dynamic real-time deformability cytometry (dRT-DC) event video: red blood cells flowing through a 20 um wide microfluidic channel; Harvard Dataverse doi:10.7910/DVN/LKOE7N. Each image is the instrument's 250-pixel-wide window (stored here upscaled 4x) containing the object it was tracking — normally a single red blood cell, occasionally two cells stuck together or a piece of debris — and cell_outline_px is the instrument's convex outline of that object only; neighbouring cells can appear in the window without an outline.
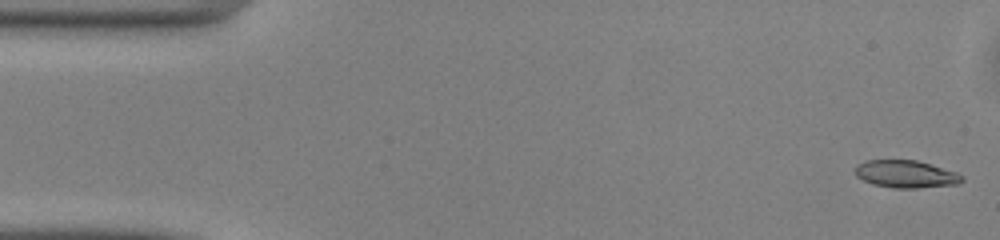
{"species": "common noctule bat (a hibernating species)", "species_latin": "Nyctalus noctula", "temperature_condition": "warm", "stored_images_in_passage": 19, "camera_frame_rate_fps": 3000, "um_per_image_px": 0.085, "animal": {"sex": "male", "body_mass_g": 13.0, "forearm_length_mm": 53.1}, "frame": {"image": 1, "passage_image": 1, "time_ms": 0.0, "image_size_px": [1000, 240], "cell_outline_px": [[964, 180], [960, 184], [916, 188], [896, 188], [872, 184], [856, 176], [852, 168], [856, 164], [864, 160], [916, 160], [956, 172], [964, 176]], "centroid_in_image_um": [76.97, 14.79], "position_along_channel_um": 8.0, "area_um2": 17.28}}
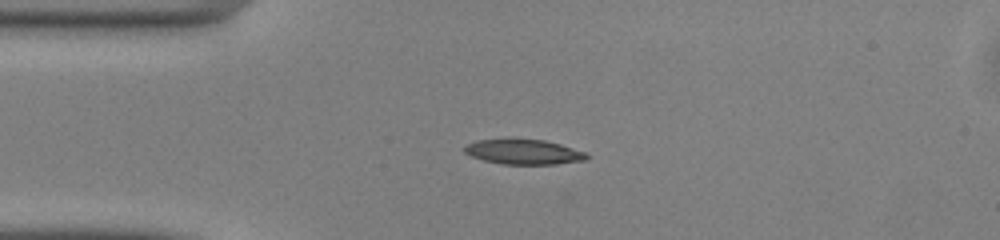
{"frame": {"image": 2, "passage_image": 11, "time_ms": 3.333, "image_size_px": [1000, 240], "cell_outline_px": [[588, 156], [584, 160], [556, 164], [500, 164], [484, 160], [472, 156], [464, 152], [464, 148], [468, 144], [476, 140], [512, 136], [544, 140], [560, 144], [584, 152]], "centroid_in_image_um": [44.44, 12.86], "position_along_channel_um": 40.6, "area_um2": 18.26}}
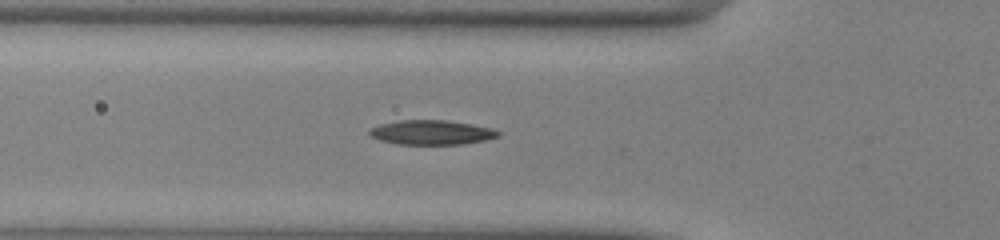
{"frame": {"image": 3, "passage_image": 16, "time_ms": 5.0, "image_size_px": [1000, 240], "cell_outline_px": [[500, 136], [484, 140], [464, 144], [396, 144], [380, 140], [372, 136], [368, 132], [368, 128], [380, 124], [400, 120], [444, 120], [472, 124], [492, 128], [500, 132]], "centroid_in_image_um": [36.67, 11.25], "position_along_channel_um": 89.1, "area_um2": 18.38}}